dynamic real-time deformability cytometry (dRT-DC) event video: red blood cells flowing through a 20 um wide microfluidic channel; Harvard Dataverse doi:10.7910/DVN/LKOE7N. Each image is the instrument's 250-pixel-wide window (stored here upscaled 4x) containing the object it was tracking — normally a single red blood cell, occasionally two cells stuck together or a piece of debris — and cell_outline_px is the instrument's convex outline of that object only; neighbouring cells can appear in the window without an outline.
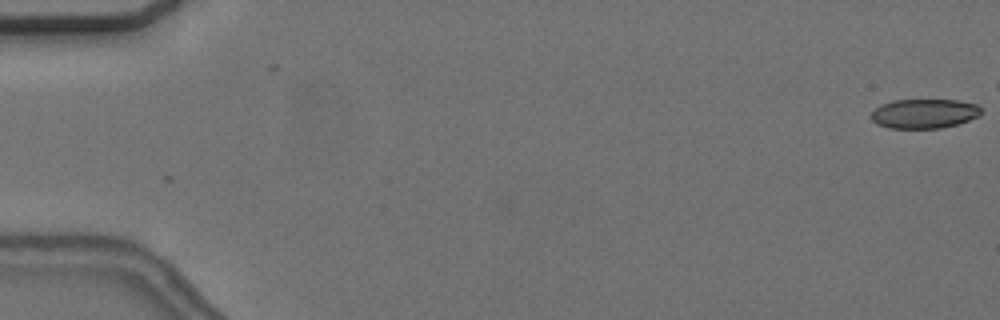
{"species": "common noctule bat (a hibernating species)", "species_latin": "Nyctalus noctula", "temperature_condition": "cold", "stored_images_in_passage": 47, "camera_frame_rate_fps": 3000, "um_per_image_px": 0.085, "animal": {"sex": "female", "body_mass_g": 24.6, "forearm_length_mm": 56.2}, "frame": {"image": 1, "passage_image": 1, "time_ms": 0.0, "image_size_px": [1000, 320], "cell_outline_px": [[980, 116], [956, 124], [940, 128], [888, 128], [876, 124], [872, 120], [872, 112], [880, 104], [892, 100], [956, 100], [976, 104], [980, 108]], "centroid_in_image_um": [78.53, 9.65], "position_along_channel_um": 6.5, "area_um2": 18.79}}